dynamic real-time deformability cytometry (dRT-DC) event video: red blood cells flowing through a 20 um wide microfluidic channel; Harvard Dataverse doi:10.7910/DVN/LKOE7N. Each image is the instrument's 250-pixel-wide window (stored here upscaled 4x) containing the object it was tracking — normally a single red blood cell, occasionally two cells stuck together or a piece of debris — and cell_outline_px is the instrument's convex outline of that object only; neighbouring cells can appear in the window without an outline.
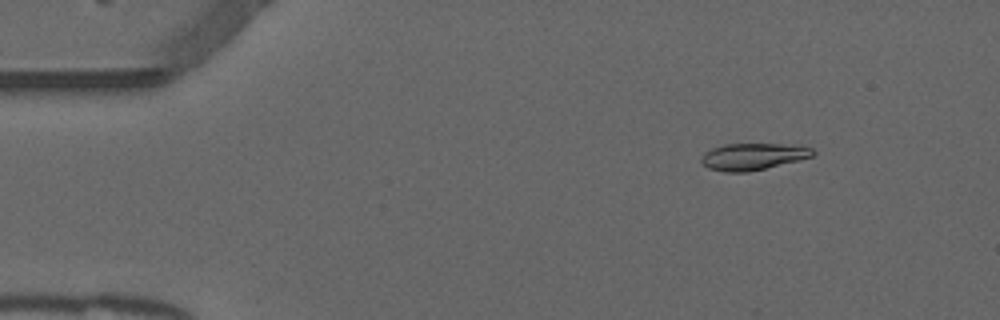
{"species": "common noctule bat (a hibernating species)", "species_latin": "Nyctalus noctula", "temperature_condition": "warm", "stored_images_in_passage": 12, "camera_frame_rate_fps": 3000, "um_per_image_px": 0.085, "animal": {"sex": "male", "forearm_length_mm": 52.5}, "frame": {"image": 1, "passage_image": 2, "time_ms": 0.333, "image_size_px": [1000, 320], "cell_outline_px": [[816, 152], [812, 156], [800, 160], [748, 172], [724, 172], [708, 168], [700, 160], [700, 156], [704, 152], [712, 148], [724, 144], [784, 144], [812, 148]], "centroid_in_image_um": [63.97, 13.31], "position_along_channel_um": 21.0, "area_um2": 17.4}}
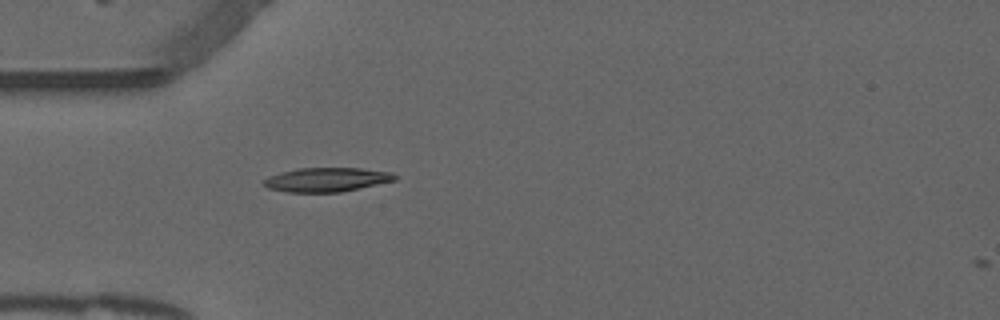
{"frame": {"image": 2, "passage_image": 11, "time_ms": 3.333, "image_size_px": [1000, 320], "cell_outline_px": [[396, 180], [340, 192], [288, 192], [268, 188], [264, 184], [264, 180], [268, 176], [296, 168], [360, 168], [392, 172], [396, 176]], "centroid_in_image_um": [27.76, 15.26], "position_along_channel_um": 57.2, "area_um2": 18.26}}